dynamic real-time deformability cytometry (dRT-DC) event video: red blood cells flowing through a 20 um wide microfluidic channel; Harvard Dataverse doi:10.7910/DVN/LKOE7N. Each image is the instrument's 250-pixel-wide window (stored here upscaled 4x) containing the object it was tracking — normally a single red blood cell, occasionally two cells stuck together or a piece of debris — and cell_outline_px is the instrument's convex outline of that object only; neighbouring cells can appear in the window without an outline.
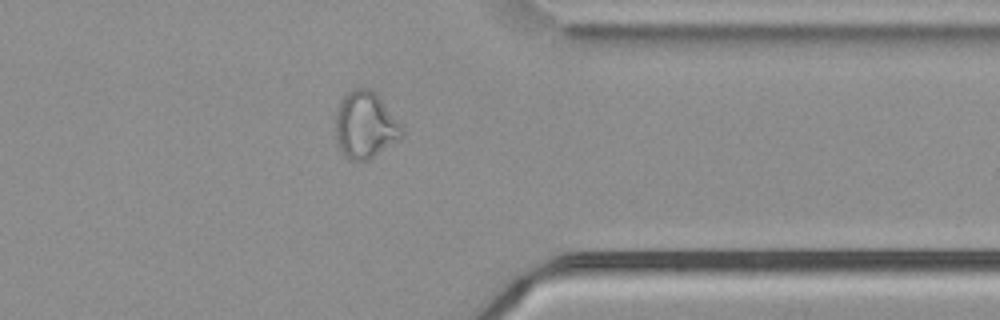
{"species": "common noctule bat (a hibernating species)", "species_latin": "Nyctalus noctula", "temperature_condition": "cold", "stored_images_in_passage": 40, "camera_frame_rate_fps": 3000, "um_per_image_px": 0.085, "animal": {"sex": "male", "body_mass_g": 21.5, "forearm_length_mm": 52.0}, "frame": {"image": 1, "passage_image": 34, "time_ms": 11.0, "image_size_px": [1000, 320], "cell_outline_px": [[404, 132], [400, 136], [368, 160], [348, 160], [340, 152], [336, 144], [336, 112], [340, 100], [352, 88], [368, 88], [376, 92], [404, 128]], "centroid_in_image_um": [31.0, 10.61], "position_along_channel_um": 380.4, "area_um2": 25.66}}